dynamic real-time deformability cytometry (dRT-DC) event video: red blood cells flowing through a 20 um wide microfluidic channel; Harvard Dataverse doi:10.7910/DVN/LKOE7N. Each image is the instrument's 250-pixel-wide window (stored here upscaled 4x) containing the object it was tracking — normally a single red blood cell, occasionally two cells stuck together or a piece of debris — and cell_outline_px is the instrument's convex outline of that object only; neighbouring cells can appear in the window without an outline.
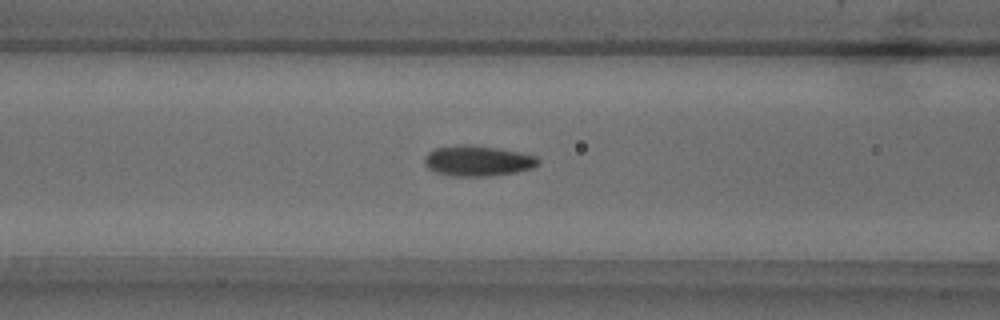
{"species": "common noctule bat (a hibernating species)", "species_latin": "Nyctalus noctula", "temperature_condition": "warm", "stored_images_in_passage": 52, "camera_frame_rate_fps": 3000, "um_per_image_px": 0.085, "animal": {"sex": "male", "body_mass_g": 18.8}, "frame": {"image": 1, "passage_image": 20, "time_ms": 6.333, "image_size_px": [1000, 320], "cell_outline_px": [[540, 164], [532, 168], [516, 172], [488, 176], [452, 176], [436, 172], [428, 168], [424, 164], [424, 156], [428, 152], [436, 148], [456, 144], [464, 144], [500, 148], [520, 152], [536, 156], [540, 160]], "centroid_in_image_um": [40.6, 13.66], "position_along_channel_um": 126.0, "area_um2": 20.4}}
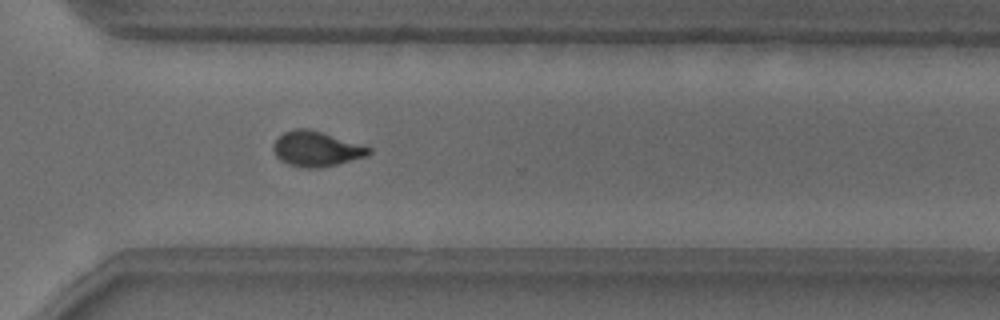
{"frame": {"image": 2, "passage_image": 37, "time_ms": 12.0, "image_size_px": [1000, 320], "cell_outline_px": [[372, 152], [368, 156], [320, 168], [304, 168], [288, 164], [280, 160], [276, 156], [272, 148], [272, 144], [284, 132], [296, 128], [308, 128], [372, 148]], "centroid_in_image_um": [26.87, 12.66], "position_along_channel_um": 343.7, "area_um2": 19.42}}
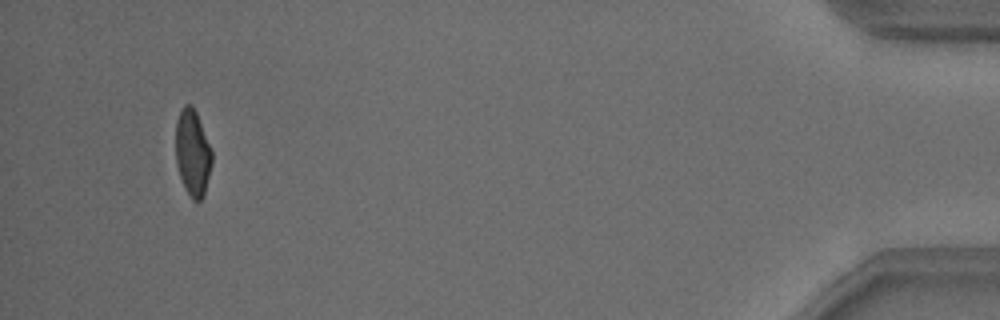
{"frame": {"image": 3, "passage_image": 49, "time_ms": 16.0, "image_size_px": [1000, 320], "cell_outline_px": [[212, 164], [204, 196], [196, 204], [192, 200], [184, 188], [176, 164], [176, 120], [184, 104], [188, 104], [196, 112], [212, 148]], "centroid_in_image_um": [16.38, 13.04], "position_along_channel_um": 418.8, "area_um2": 18.44}, "authors_computed_cell_mechanics": {"area_um2": 19.363, "velocity_mm_per_s": 3.8459, "shape_relaxation_time_tau1_ms": 5.8058, "shape_relaxation_time_tau2_ms": 1.0291, "deformation_change_tau1": 0.1744, "deformation_change_tau2": 0.0594}}